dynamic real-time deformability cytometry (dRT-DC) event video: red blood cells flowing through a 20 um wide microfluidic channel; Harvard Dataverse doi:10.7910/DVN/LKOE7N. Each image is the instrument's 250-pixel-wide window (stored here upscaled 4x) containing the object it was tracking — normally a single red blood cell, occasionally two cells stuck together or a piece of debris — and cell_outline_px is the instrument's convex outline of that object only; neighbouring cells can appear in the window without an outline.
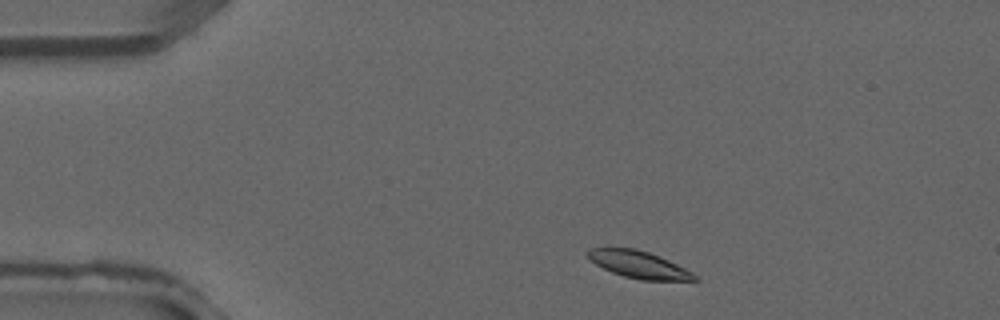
{"species": "common noctule bat (a hibernating species)", "species_latin": "Nyctalus noctula", "temperature_condition": "warm", "stored_images_in_passage": 2, "camera_frame_rate_fps": 3000, "um_per_image_px": 0.085, "animal": {"sex": "male", "forearm_length_mm": 52.5}, "frame": {"image": 1, "passage_image": 1, "time_ms": 0.0, "image_size_px": [1000, 320], "cell_outline_px": [[700, 280], [640, 280], [624, 276], [612, 272], [596, 264], [584, 252], [588, 248], [608, 244], [636, 248], [648, 252], [668, 260], [692, 272]], "centroid_in_image_um": [54.18, 22.42], "position_along_channel_um": 30.8, "area_um2": 17.34}}